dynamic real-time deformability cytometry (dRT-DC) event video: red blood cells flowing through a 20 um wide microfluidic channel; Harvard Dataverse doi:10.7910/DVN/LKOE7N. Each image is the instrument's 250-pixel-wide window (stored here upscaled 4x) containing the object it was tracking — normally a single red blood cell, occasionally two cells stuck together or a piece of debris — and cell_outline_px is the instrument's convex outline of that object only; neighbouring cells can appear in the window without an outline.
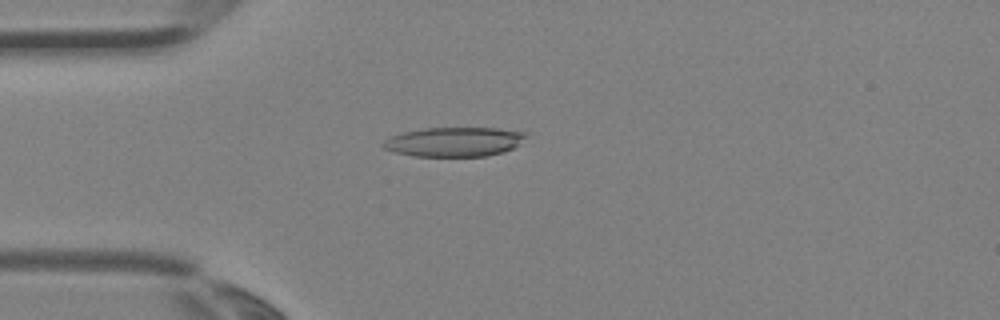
{"species": "Egyptian fruit bat (a non-hibernating species)", "species_latin": "Rousettus aegyptiacus", "temperature_condition": "room temperature", "stored_images_in_passage": 2, "camera_frame_rate_fps": 3000, "um_per_image_px": 0.085, "animal": {"sex": "female"}, "frame": {"image": 1, "passage_image": 2, "time_ms": 0.333, "image_size_px": [1000, 320], "cell_outline_px": [[528, 132], [512, 148], [504, 152], [488, 156], [412, 156], [396, 152], [384, 148], [380, 144], [388, 136], [404, 132], [424, 128], [496, 128]], "centroid_in_image_um": [38.54, 12.05], "position_along_channel_um": 46.5, "area_um2": 24.33}}